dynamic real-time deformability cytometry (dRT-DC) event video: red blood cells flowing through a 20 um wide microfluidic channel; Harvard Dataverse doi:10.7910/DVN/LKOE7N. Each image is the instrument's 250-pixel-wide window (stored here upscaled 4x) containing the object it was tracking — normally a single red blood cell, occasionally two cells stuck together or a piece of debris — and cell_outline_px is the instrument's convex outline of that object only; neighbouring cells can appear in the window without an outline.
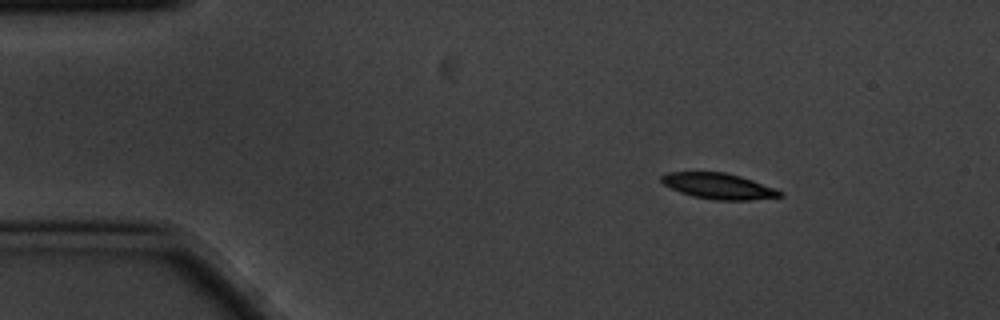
{"species": "common noctule bat (a hibernating species)", "species_latin": "Nyctalus noctula", "temperature_condition": "cold", "stored_images_in_passage": 9, "camera_frame_rate_fps": 3000, "um_per_image_px": 0.085, "animal": {"sex": "male", "body_mass_g": 20.1, "forearm_length_mm": 53.5}, "frame": {"image": 1, "passage_image": 1, "time_ms": 0.0, "image_size_px": [1000, 320], "cell_outline_px": [[784, 196], [752, 200], [712, 200], [692, 196], [680, 192], [664, 184], [660, 180], [660, 176], [668, 172], [724, 172], [740, 176], [776, 188], [784, 192]], "centroid_in_image_um": [61.11, 15.82], "position_along_channel_um": 23.9, "area_um2": 17.92}}
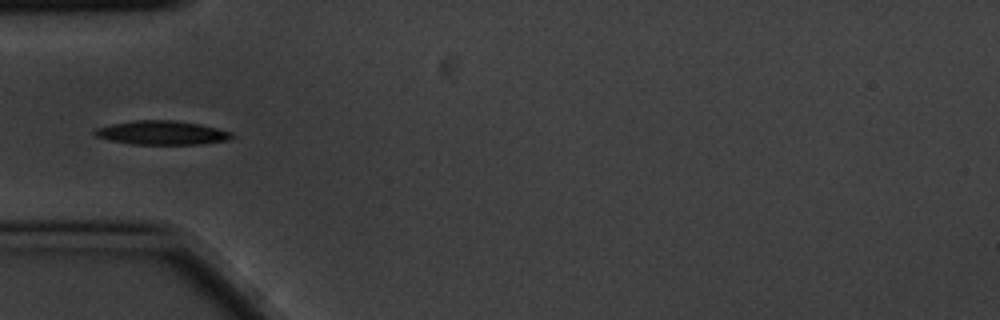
{"frame": {"image": 2, "passage_image": 4, "time_ms": 1.0, "image_size_px": [1000, 320], "cell_outline_px": [[236, 136], [228, 140], [204, 144], [132, 144], [108, 140], [96, 136], [92, 132], [96, 128], [112, 124], [136, 120], [176, 120], [200, 124], [232, 132]], "centroid_in_image_um": [13.78, 11.28], "position_along_channel_um": 71.2, "area_um2": 19.19}}